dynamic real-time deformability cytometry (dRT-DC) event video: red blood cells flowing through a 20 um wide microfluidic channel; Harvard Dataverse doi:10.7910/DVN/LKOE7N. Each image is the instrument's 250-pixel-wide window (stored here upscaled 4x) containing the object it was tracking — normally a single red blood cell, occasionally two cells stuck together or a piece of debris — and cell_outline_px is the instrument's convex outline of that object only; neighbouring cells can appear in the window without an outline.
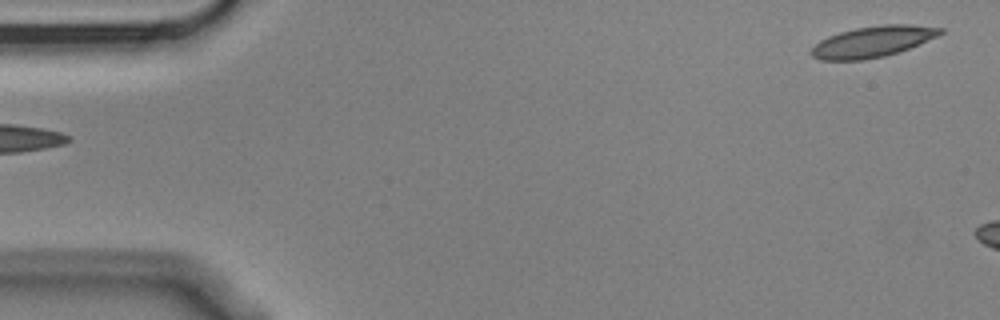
{"species": "Egyptian fruit bat (a non-hibernating species)", "species_latin": "Rousettus aegyptiacus", "temperature_condition": "cold", "stored_images_in_passage": 3, "segment_of_instrument_passage": [2, 2], "camera_frame_rate_fps": 3000, "um_per_image_px": 0.085, "animal": {"sex": "male"}, "frame": {"image": 1, "passage_image": 3, "time_ms": 0.667, "image_size_px": [1000, 320], "cell_outline_px": [[944, 32], [936, 36], [908, 48], [884, 56], [864, 60], [820, 60], [812, 56], [808, 52], [820, 40], [828, 36], [840, 32], [856, 28], [880, 24], [908, 24], [944, 28]], "centroid_in_image_um": [74.13, 3.53], "position_along_channel_um": 10.9, "area_um2": 23.12}}